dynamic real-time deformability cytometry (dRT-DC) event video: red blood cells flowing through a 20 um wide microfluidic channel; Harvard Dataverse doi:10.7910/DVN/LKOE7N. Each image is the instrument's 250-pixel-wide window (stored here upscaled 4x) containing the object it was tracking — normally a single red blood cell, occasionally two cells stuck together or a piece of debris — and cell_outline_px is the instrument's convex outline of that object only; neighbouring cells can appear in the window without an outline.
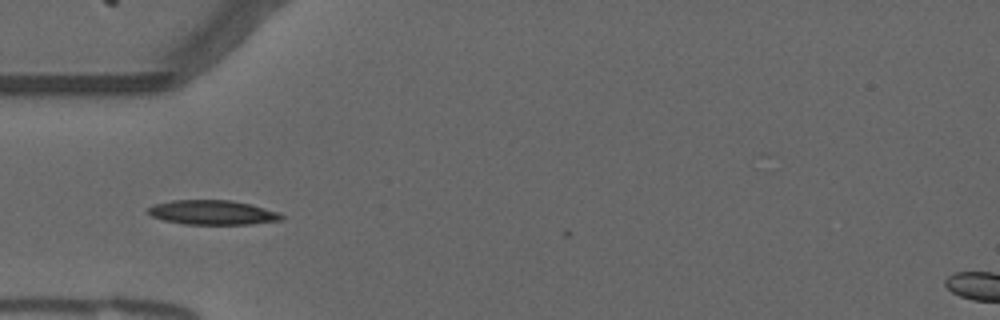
{"species": "common noctule bat (a hibernating species)", "species_latin": "Nyctalus noctula", "temperature_condition": "warm", "stored_images_in_passage": 4, "camera_frame_rate_fps": 3000, "um_per_image_px": 0.085, "animal": {"sex": "male", "forearm_length_mm": 52.5}, "frame": {"image": 1, "passage_image": 1, "time_ms": 0.0, "image_size_px": [1000, 320], "cell_outline_px": [[284, 220], [252, 224], [184, 224], [164, 220], [152, 216], [148, 212], [148, 208], [152, 204], [172, 200], [232, 200], [280, 212], [284, 216]], "centroid_in_image_um": [18.08, 18.06], "position_along_channel_um": 66.9, "area_um2": 19.07}}